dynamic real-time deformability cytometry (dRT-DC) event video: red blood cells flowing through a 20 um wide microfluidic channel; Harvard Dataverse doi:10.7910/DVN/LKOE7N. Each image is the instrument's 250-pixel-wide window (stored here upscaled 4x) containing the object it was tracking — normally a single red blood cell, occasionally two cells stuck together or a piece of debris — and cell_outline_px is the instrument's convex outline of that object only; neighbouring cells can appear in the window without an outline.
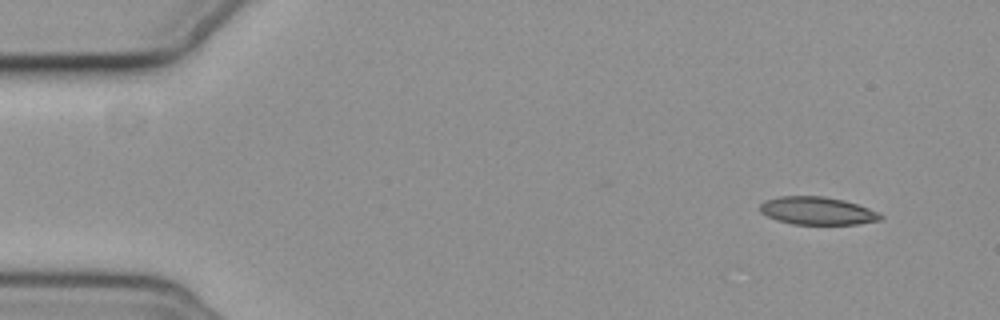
{"species": "common noctule bat (a hibernating species)", "species_latin": "Nyctalus noctula", "temperature_condition": "cold", "stored_images_in_passage": 5, "camera_frame_rate_fps": 3000, "um_per_image_px": 0.085, "animal": {"sex": "female", "body_mass_g": 19.3, "forearm_length_mm": 54.1}, "frame": {"image": 1, "passage_image": 1, "time_ms": 0.0, "image_size_px": [1000, 320], "cell_outline_px": [[884, 216], [880, 220], [856, 224], [792, 224], [776, 220], [760, 212], [760, 204], [764, 200], [780, 196], [824, 196], [844, 200], [868, 208]], "centroid_in_image_um": [69.43, 17.91], "position_along_channel_um": 15.6, "area_um2": 19.48}}
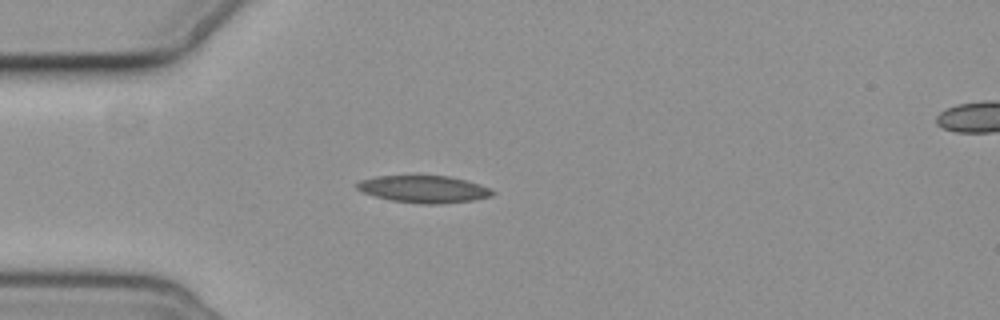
{"frame": {"image": 2, "passage_image": 4, "time_ms": 3.667, "image_size_px": [1000, 320], "cell_outline_px": [[496, 192], [492, 196], [472, 200], [440, 204], [420, 204], [392, 200], [376, 196], [364, 192], [356, 188], [356, 184], [360, 180], [376, 176], [448, 176], [464, 180], [488, 188]], "centroid_in_image_um": [36.01, 16.08], "position_along_channel_um": 49.0, "area_um2": 21.1}}